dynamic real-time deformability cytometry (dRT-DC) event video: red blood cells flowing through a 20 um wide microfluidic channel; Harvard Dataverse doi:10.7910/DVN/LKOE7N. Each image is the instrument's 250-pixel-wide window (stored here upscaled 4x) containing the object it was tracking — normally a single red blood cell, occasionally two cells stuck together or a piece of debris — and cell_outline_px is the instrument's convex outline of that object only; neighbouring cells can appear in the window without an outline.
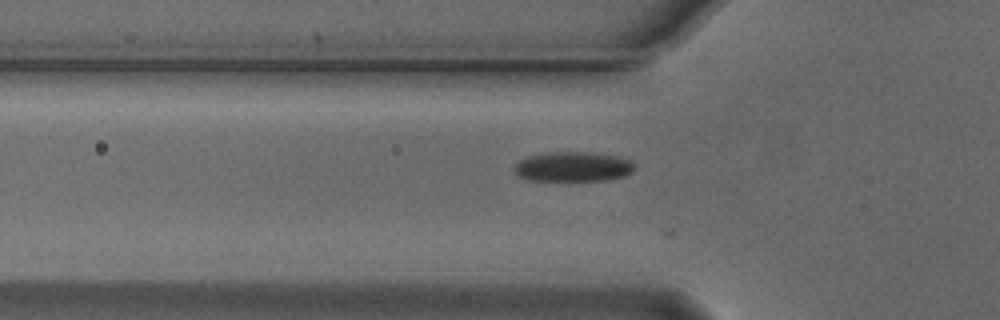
{"species": "Egyptian fruit bat (a non-hibernating species)", "species_latin": "Rousettus aegyptiacus", "temperature_condition": "cold", "stored_images_in_passage": 21, "camera_frame_rate_fps": 3000, "um_per_image_px": 0.085, "animal": {"sex": "male"}, "frame": {"image": 1, "passage_image": 3, "time_ms": 0.667, "image_size_px": [1000, 320], "cell_outline_px": [[636, 168], [632, 172], [624, 176], [604, 180], [528, 180], [516, 176], [512, 168], [520, 160], [528, 156], [548, 152], [588, 152], [616, 156], [628, 160], [636, 164]], "centroid_in_image_um": [48.68, 14.17], "position_along_channel_um": 77.1, "area_um2": 20.92}}
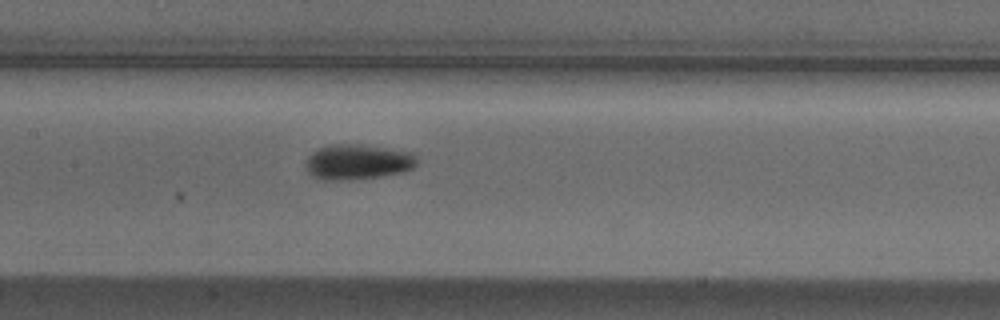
{"frame": {"image": 2, "passage_image": 11, "time_ms": 3.333, "image_size_px": [1000, 320], "cell_outline_px": [[416, 164], [412, 168], [404, 172], [380, 176], [348, 180], [324, 180], [312, 176], [304, 168], [304, 164], [308, 156], [316, 148], [328, 144], [360, 144], [412, 152], [416, 156]], "centroid_in_image_um": [30.34, 13.76], "position_along_channel_um": 177.1, "area_um2": 23.12}}
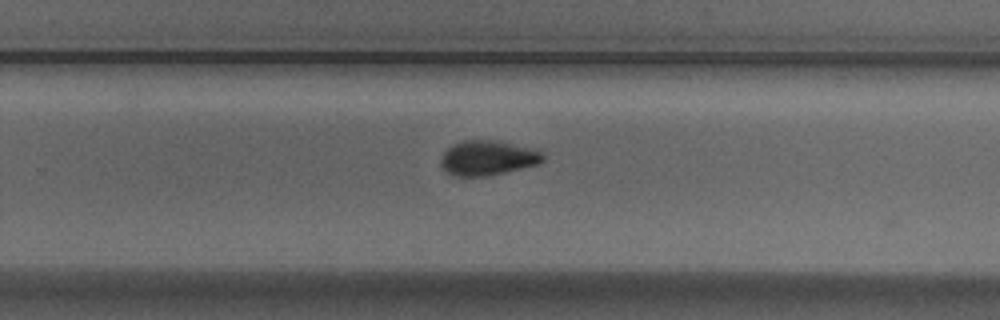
{"frame": {"image": 3, "passage_image": 20, "time_ms": 6.333, "image_size_px": [1000, 320], "cell_outline_px": [[544, 160], [540, 164], [488, 176], [456, 176], [448, 172], [440, 164], [440, 160], [444, 152], [452, 144], [464, 140], [500, 140], [540, 148], [544, 156]], "centroid_in_image_um": [41.54, 13.4], "position_along_channel_um": 288.3, "area_um2": 21.21}}